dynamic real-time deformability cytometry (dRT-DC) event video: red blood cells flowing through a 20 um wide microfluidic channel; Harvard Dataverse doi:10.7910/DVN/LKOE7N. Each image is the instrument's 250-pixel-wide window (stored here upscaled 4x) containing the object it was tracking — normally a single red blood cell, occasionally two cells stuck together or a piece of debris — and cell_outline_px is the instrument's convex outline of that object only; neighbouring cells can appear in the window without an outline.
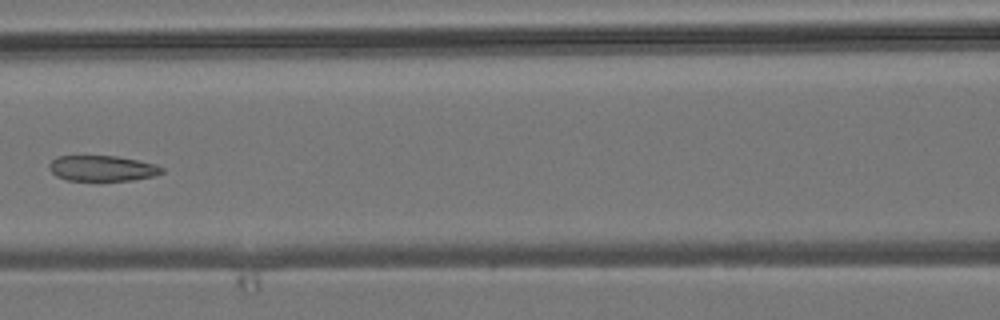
{"species": "common noctule bat (a hibernating species)", "species_latin": "Nyctalus noctula", "temperature_condition": "room temperature", "stored_images_in_passage": 5, "camera_frame_rate_fps": 3000, "um_per_image_px": 0.085, "animal": {"sex": "male", "body_mass_g": 19.2, "forearm_length_mm": 51.8}, "frame": {"image": 1, "passage_image": 4, "time_ms": 3.667, "image_size_px": [1000, 320], "cell_outline_px": [[164, 172], [156, 176], [132, 180], [68, 180], [56, 176], [48, 168], [48, 164], [56, 156], [116, 156], [156, 164], [164, 168]], "centroid_in_image_um": [8.7, 14.3], "position_along_channel_um": 157.9, "area_um2": 16.82}}
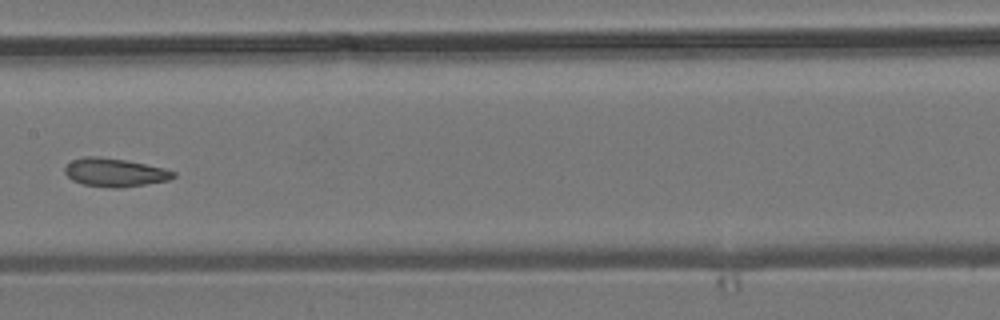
{"frame": {"image": 2, "passage_image": 5, "time_ms": 4.667, "image_size_px": [1000, 320], "cell_outline_px": [[176, 176], [168, 180], [144, 184], [116, 188], [112, 188], [84, 184], [72, 180], [64, 172], [64, 168], [72, 160], [84, 156], [100, 156], [124, 160], [164, 168], [176, 172]], "centroid_in_image_um": [9.74, 14.65], "position_along_channel_um": 197.7, "area_um2": 17.74}}